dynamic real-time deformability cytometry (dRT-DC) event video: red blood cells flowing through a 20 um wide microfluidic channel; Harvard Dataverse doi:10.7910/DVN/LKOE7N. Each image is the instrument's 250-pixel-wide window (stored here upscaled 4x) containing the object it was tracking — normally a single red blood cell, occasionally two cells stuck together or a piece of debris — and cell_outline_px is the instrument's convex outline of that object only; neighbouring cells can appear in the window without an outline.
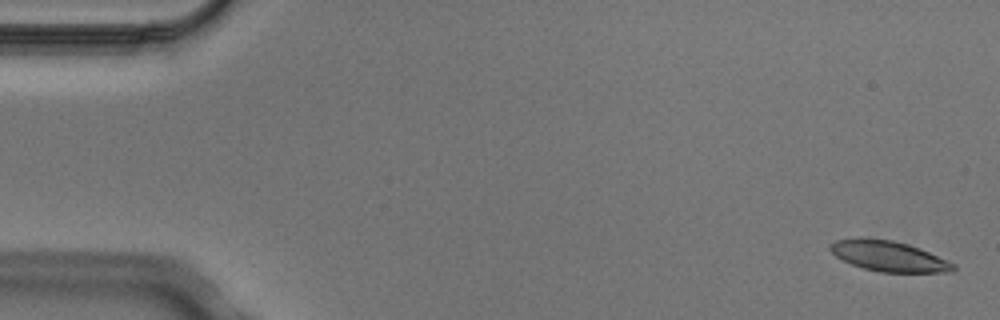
{"species": "Egyptian fruit bat (a non-hibernating species)", "species_latin": "Rousettus aegyptiacus", "temperature_condition": "cold", "stored_images_in_passage": 4, "camera_frame_rate_fps": 3000, "um_per_image_px": 0.085, "animal": {"sex": "male"}, "frame": {"image": 1, "passage_image": 1, "time_ms": 0.0, "image_size_px": [1000, 320], "cell_outline_px": [[956, 268], [952, 272], [880, 272], [864, 268], [852, 264], [836, 256], [828, 248], [828, 244], [836, 240], [892, 240], [908, 244], [920, 248], [956, 264]], "centroid_in_image_um": [75.6, 21.8], "position_along_channel_um": 9.4, "area_um2": 21.21}}
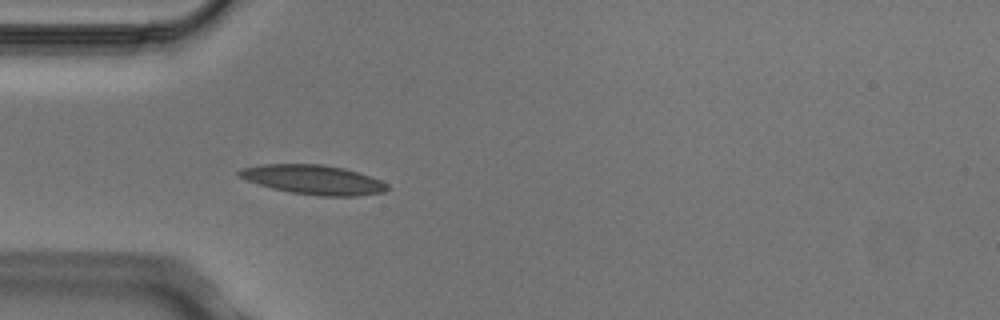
{"frame": {"image": 2, "passage_image": 4, "time_ms": 1.0, "image_size_px": [1000, 320], "cell_outline_px": [[388, 188], [384, 192], [356, 196], [320, 196], [292, 192], [272, 188], [248, 180], [240, 176], [236, 172], [240, 168], [260, 164], [320, 164], [344, 168], [372, 176], [388, 184]], "centroid_in_image_um": [26.66, 15.26], "position_along_channel_um": 58.3, "area_um2": 25.26}}